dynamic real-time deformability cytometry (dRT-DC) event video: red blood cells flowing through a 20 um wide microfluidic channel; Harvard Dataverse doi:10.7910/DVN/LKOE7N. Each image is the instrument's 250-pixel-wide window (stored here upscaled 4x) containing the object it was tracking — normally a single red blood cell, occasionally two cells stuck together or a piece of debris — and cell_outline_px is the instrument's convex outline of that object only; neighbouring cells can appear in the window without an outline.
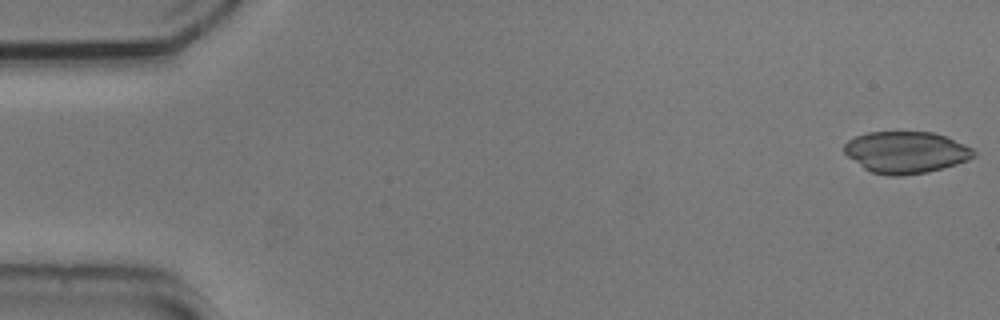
{"species": "common noctule bat (a hibernating species)", "species_latin": "Nyctalus noctula", "temperature_condition": "cold", "stored_images_in_passage": 55, "camera_frame_rate_fps": 3000, "um_per_image_px": 0.085, "animal": {"sex": "male", "body_mass_g": 20.5, "forearm_length_mm": 52.5}, "frame": {"image": 1, "passage_image": 1, "time_ms": 0.0, "image_size_px": [1000, 320], "cell_outline_px": [[976, 156], [968, 160], [956, 164], [928, 172], [900, 176], [888, 176], [872, 172], [864, 168], [848, 156], [844, 152], [844, 144], [848, 140], [856, 136], [868, 132], [932, 132], [944, 136], [964, 144], [972, 148], [976, 152]], "centroid_in_image_um": [77.01, 12.95], "position_along_channel_um": 8.0, "area_um2": 31.39}}
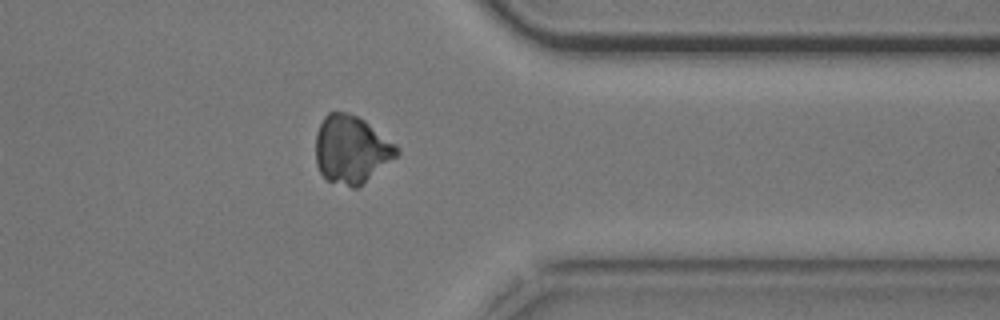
{"frame": {"image": 2, "passage_image": 44, "time_ms": 14.333, "image_size_px": [1000, 320], "cell_outline_px": [[400, 152], [396, 156], [356, 188], [352, 188], [328, 180], [320, 172], [316, 164], [316, 132], [324, 116], [328, 112], [348, 112], [364, 120], [396, 144], [400, 148]], "centroid_in_image_um": [29.85, 12.68], "position_along_channel_um": 381.6, "area_um2": 31.73}}
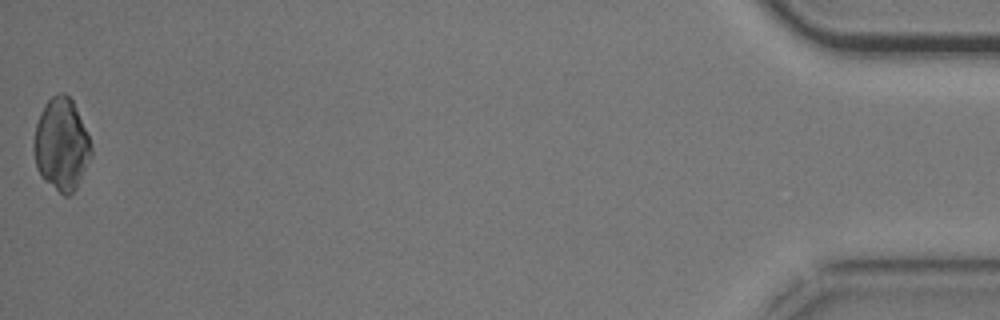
{"frame": {"image": 3, "passage_image": 55, "time_ms": 18.0, "image_size_px": [1000, 320], "cell_outline_px": [[92, 156], [76, 188], [68, 196], [64, 196], [44, 180], [40, 176], [36, 168], [32, 148], [32, 144], [36, 124], [40, 112], [44, 104], [52, 96], [60, 92], [64, 92], [72, 100], [92, 144]], "centroid_in_image_um": [5.2, 12.29], "position_along_channel_um": 430.0, "area_um2": 31.04}}